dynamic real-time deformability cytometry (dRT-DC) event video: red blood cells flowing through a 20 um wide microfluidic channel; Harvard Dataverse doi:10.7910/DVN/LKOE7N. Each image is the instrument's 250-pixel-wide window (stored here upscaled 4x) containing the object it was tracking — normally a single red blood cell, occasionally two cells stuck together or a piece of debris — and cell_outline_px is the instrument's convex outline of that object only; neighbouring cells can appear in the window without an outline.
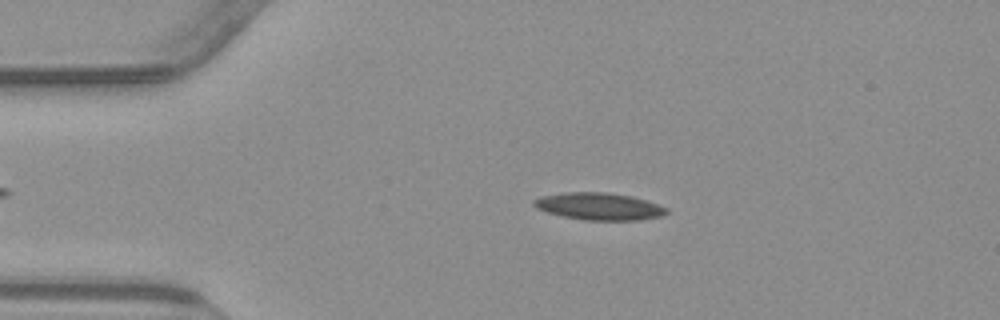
{"species": "common noctule bat (a hibernating species)", "species_latin": "Nyctalus noctula", "temperature_condition": "warm", "stored_images_in_passage": 46, "camera_frame_rate_fps": 3000, "um_per_image_px": 0.085, "animal": {"sex": "male", "body_mass_g": 23.1, "forearm_length_mm": 52.7}, "frame": {"image": 1, "passage_image": 11, "time_ms": 3.333, "image_size_px": [1000, 320], "cell_outline_px": [[668, 212], [660, 216], [640, 220], [584, 220], [564, 216], [548, 212], [536, 208], [532, 204], [532, 200], [540, 196], [564, 192], [604, 192], [632, 196], [668, 208]], "centroid_in_image_um": [50.88, 17.53], "position_along_channel_um": 34.1, "area_um2": 20.92}}
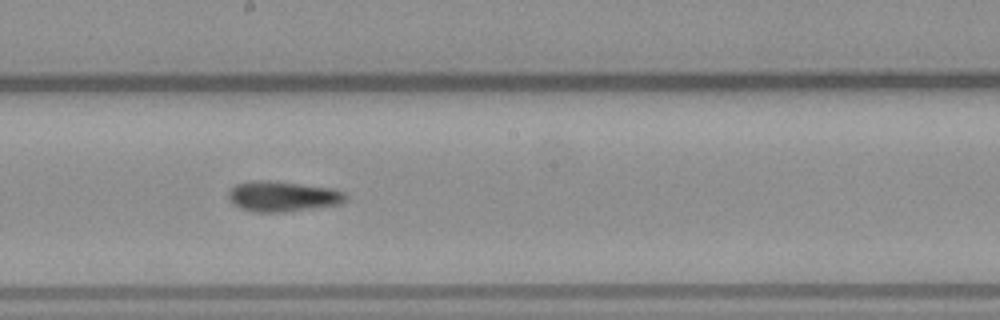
{"frame": {"image": 2, "passage_image": 29, "time_ms": 9.333, "image_size_px": [1000, 320], "cell_outline_px": [[348, 200], [340, 204], [284, 212], [256, 212], [244, 208], [236, 204], [228, 196], [228, 192], [236, 184], [256, 180], [268, 180], [336, 188], [344, 192], [348, 196]], "centroid_in_image_um": [24.12, 16.68], "position_along_channel_um": 224.1, "area_um2": 20.63}}
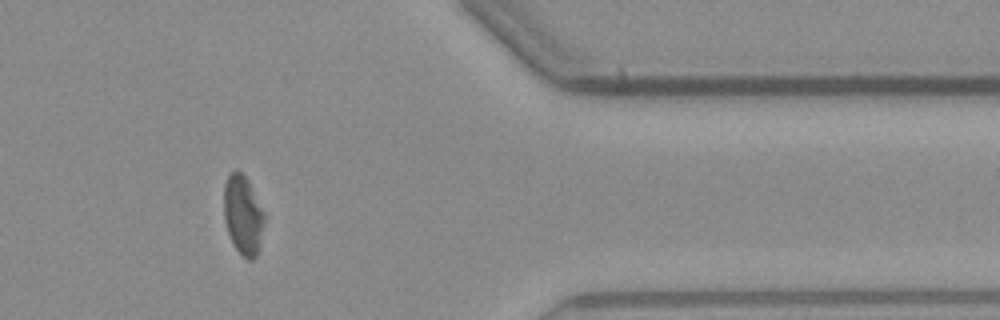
{"frame": {"image": 3, "passage_image": 44, "time_ms": 14.333, "image_size_px": [1000, 320], "cell_outline_px": [[264, 224], [260, 248], [256, 256], [252, 260], [248, 260], [232, 244], [224, 220], [224, 184], [228, 176], [236, 168], [248, 180], [264, 212]], "centroid_in_image_um": [20.66, 18.29], "position_along_channel_um": 390.7, "area_um2": 18.73}, "authors_computed_cell_mechanics": {"area_um2": 20.0277, "velocity_mm_per_s": 3.8315, "shape_relaxation_time_tau1_ms": 5.3414, "shape_relaxation_time_tau2_ms": 4.5823, "deformation_change_tau1": 0.14, "deformation_change_tau2": 0.1278}}